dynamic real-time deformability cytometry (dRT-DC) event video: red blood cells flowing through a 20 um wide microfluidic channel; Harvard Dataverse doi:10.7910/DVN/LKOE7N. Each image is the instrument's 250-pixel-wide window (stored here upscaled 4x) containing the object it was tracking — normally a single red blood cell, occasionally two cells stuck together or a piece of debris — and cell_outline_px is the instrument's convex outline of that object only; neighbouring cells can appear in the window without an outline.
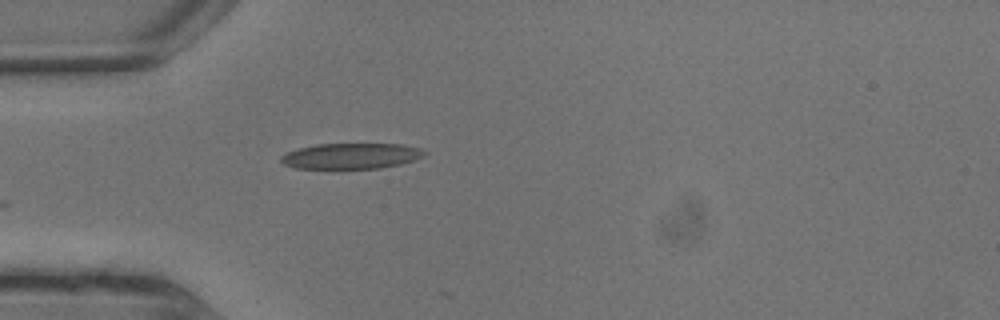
{"species": "common noctule bat (a hibernating species)", "species_latin": "Nyctalus noctula", "temperature_condition": "warm", "stored_images_in_passage": 6, "camera_frame_rate_fps": 3000, "um_per_image_px": 0.085, "animal": {"sex": "male", "body_mass_g": 13.3}, "frame": {"image": 1, "passage_image": 6, "time_ms": 1.667, "image_size_px": [1000, 320], "cell_outline_px": [[428, 152], [424, 156], [400, 164], [380, 168], [296, 168], [284, 164], [280, 160], [280, 156], [288, 152], [300, 148], [316, 144], [400, 144], [420, 148]], "centroid_in_image_um": [29.86, 13.25], "position_along_channel_um": 55.1, "area_um2": 21.27}}